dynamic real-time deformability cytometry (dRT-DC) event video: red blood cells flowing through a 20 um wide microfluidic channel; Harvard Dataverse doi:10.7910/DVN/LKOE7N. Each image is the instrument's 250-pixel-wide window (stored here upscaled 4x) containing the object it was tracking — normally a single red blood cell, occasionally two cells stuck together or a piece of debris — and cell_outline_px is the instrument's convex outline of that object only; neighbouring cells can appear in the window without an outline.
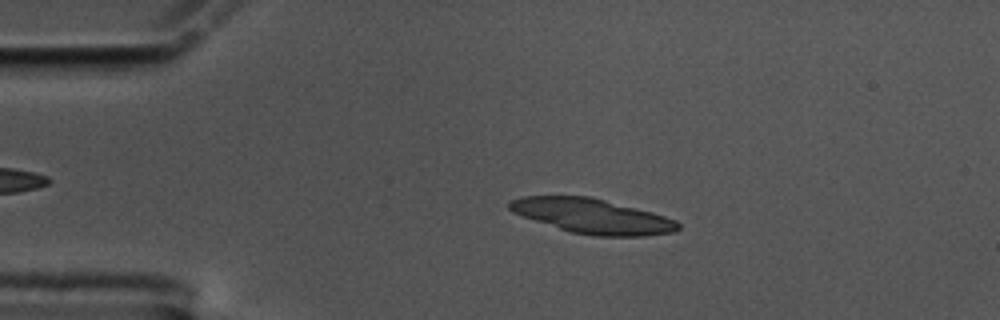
{"species": "common noctule bat (a hibernating species)", "species_latin": "Nyctalus noctula", "temperature_condition": "cold", "stored_images_in_passage": 56, "camera_frame_rate_fps": 3000, "um_per_image_px": 0.085, "animal": {"sex": "male", "body_mass_g": 17.5, "forearm_length_mm": 52.3}, "frame": {"image": 1, "passage_image": 11, "time_ms": 3.333, "image_size_px": [1000, 320], "cell_outline_px": [[680, 228], [676, 232], [644, 236], [592, 236], [572, 232], [512, 212], [508, 208], [508, 204], [512, 200], [520, 196], [592, 196], [652, 212], [676, 220], [680, 224]], "centroid_in_image_um": [50.4, 18.36], "position_along_channel_um": 34.6, "area_um2": 33.99}}